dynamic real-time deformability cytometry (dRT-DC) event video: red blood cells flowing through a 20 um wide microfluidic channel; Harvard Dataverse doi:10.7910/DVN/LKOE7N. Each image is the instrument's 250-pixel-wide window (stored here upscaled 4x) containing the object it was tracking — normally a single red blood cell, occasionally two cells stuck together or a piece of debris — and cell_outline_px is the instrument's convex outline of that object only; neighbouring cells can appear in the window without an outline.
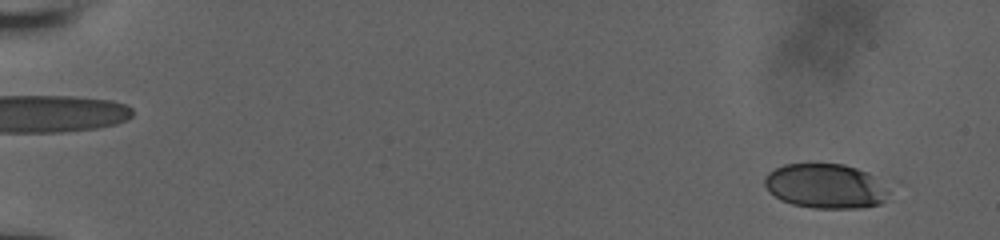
{"species": "human", "species_latin": "Homo sapiens", "temperature_condition": "room temperature", "stored_images_in_passage": 20, "camera_frame_rate_fps": 3000, "um_per_image_px": 0.085, "donor": {"sex": "male"}, "frame": {"image": 1, "passage_image": 6, "time_ms": 1.0, "image_size_px": [1000, 240], "cell_outline_px": [[888, 192], [884, 200], [880, 204], [860, 208], [812, 208], [792, 204], [780, 200], [768, 192], [764, 184], [764, 176], [768, 172], [784, 164], [844, 164], [868, 172]], "centroid_in_image_um": [70.08, 15.82], "position_along_channel_um": 14.9, "area_um2": 32.14}}